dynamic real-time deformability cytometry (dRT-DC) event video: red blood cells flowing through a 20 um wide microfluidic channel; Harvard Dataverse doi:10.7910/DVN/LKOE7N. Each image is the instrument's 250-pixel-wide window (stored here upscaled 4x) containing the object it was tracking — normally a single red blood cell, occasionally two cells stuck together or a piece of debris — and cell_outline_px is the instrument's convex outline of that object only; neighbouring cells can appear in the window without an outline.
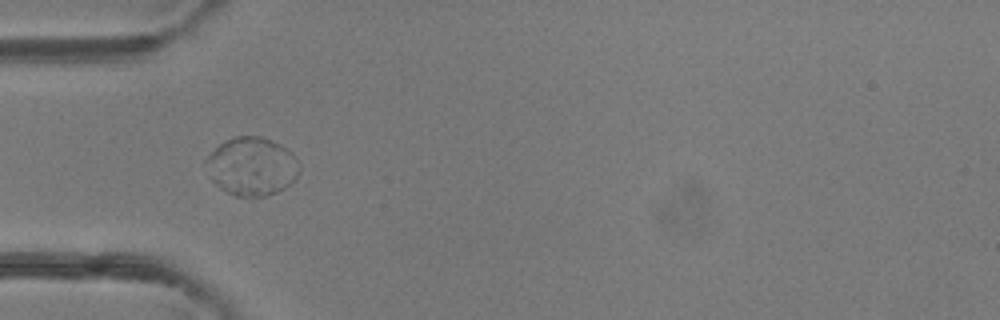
{"species": "common noctule bat (a hibernating species)", "species_latin": "Nyctalus noctula", "temperature_condition": "room temperature", "stored_images_in_passage": 6, "camera_frame_rate_fps": 3000, "um_per_image_px": 0.085, "animal": {"sex": "female"}, "frame": {"image": 1, "passage_image": 3, "time_ms": 0.667, "image_size_px": [1000, 320], "cell_outline_px": [[300, 172], [292, 184], [276, 192], [264, 196], [236, 196], [220, 188], [208, 176], [204, 160], [220, 144], [232, 136], [260, 136], [280, 144], [292, 152], [300, 164]], "centroid_in_image_um": [21.41, 14.14], "position_along_channel_um": 63.6, "area_um2": 31.91}}
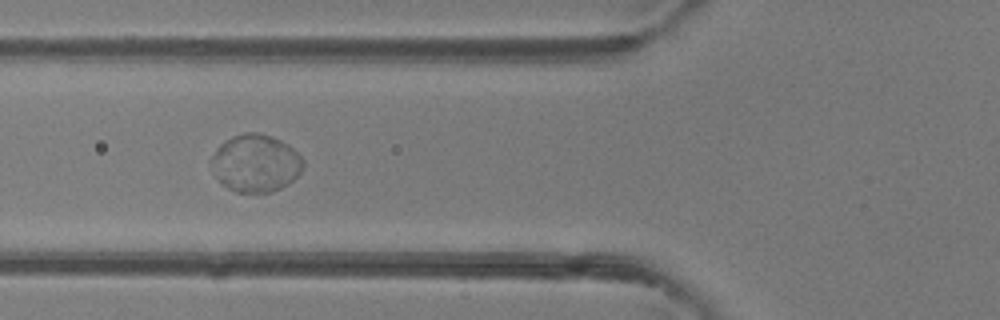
{"frame": {"image": 2, "passage_image": 4, "time_ms": 1.0, "image_size_px": [1000, 320], "cell_outline_px": [[304, 164], [300, 172], [288, 184], [272, 192], [236, 192], [228, 188], [216, 176], [208, 160], [216, 148], [220, 144], [232, 136], [244, 132], [260, 132], [272, 136], [288, 144], [304, 160]], "centroid_in_image_um": [21.7, 13.85], "position_along_channel_um": 104.1, "area_um2": 30.92}}
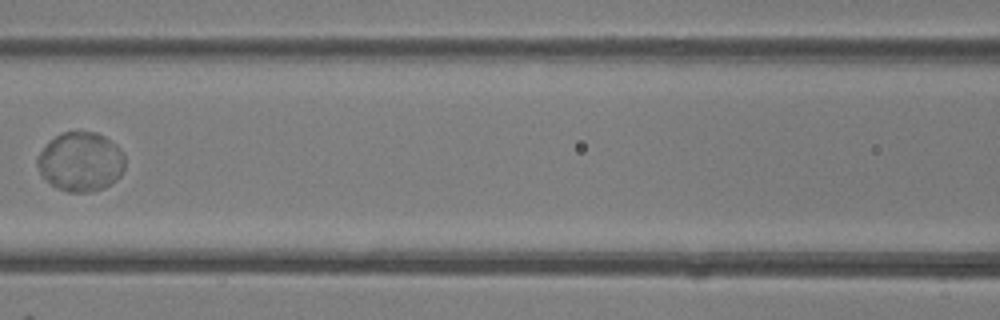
{"frame": {"image": 3, "passage_image": 5, "time_ms": 1.333, "image_size_px": [1000, 320], "cell_outline_px": [[124, 168], [120, 176], [116, 180], [104, 188], [92, 192], [68, 192], [56, 188], [40, 172], [36, 164], [36, 156], [60, 132], [96, 132], [104, 136], [116, 144], [124, 152]], "centroid_in_image_um": [6.88, 13.75], "position_along_channel_um": 159.7, "area_um2": 30.23}}